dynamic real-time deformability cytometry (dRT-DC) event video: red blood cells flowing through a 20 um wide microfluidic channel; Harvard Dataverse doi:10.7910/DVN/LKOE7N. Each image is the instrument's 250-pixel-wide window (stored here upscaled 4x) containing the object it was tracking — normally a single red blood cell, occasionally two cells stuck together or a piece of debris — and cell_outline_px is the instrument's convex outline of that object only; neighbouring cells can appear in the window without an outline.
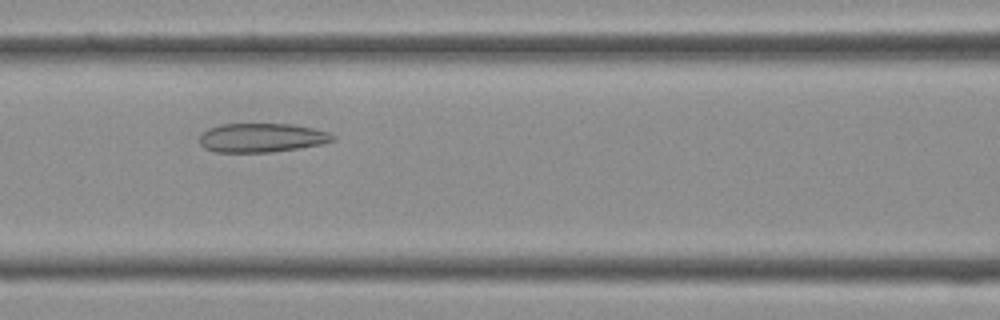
{"species": "Egyptian fruit bat (a non-hibernating species)", "species_latin": "Rousettus aegyptiacus", "temperature_condition": "cold", "stored_images_in_passage": 39, "camera_frame_rate_fps": 3000, "um_per_image_px": 0.085, "frame": {"image": 1, "passage_image": 15, "time_ms": 4.667, "image_size_px": [1000, 320], "cell_outline_px": [[336, 140], [320, 144], [296, 148], [268, 152], [216, 152], [204, 148], [200, 144], [200, 136], [208, 128], [220, 124], [292, 124], [312, 128], [328, 132], [336, 136]], "centroid_in_image_um": [22.23, 11.7], "position_along_channel_um": 144.4, "area_um2": 22.37}}
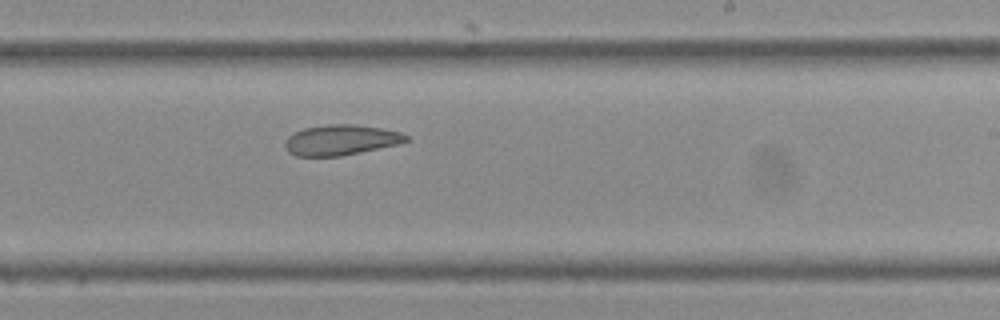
{"frame": {"image": 2, "passage_image": 22, "time_ms": 7.0, "image_size_px": [1000, 320], "cell_outline_px": [[412, 140], [400, 144], [340, 156], [296, 156], [288, 152], [284, 144], [288, 136], [304, 128], [328, 124], [352, 124], [380, 128], [400, 132], [408, 136]], "centroid_in_image_um": [29.0, 11.9], "position_along_channel_um": 260.0, "area_um2": 21.44}}
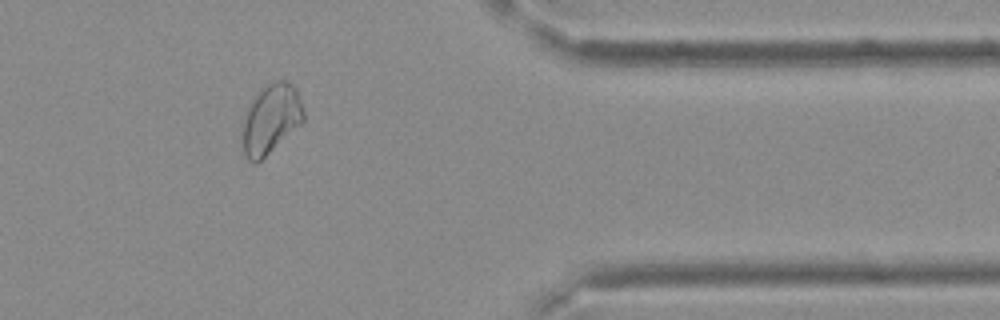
{"frame": {"image": 3, "passage_image": 31, "time_ms": 10.0, "image_size_px": [1000, 320], "cell_outline_px": [[304, 120], [300, 124], [256, 164], [252, 164], [244, 156], [240, 136], [240, 124], [244, 112], [252, 96], [260, 88], [276, 80], [284, 80], [292, 84], [296, 88], [304, 112]], "centroid_in_image_um": [22.93, 10.11], "position_along_channel_um": 388.5, "area_um2": 25.43}}